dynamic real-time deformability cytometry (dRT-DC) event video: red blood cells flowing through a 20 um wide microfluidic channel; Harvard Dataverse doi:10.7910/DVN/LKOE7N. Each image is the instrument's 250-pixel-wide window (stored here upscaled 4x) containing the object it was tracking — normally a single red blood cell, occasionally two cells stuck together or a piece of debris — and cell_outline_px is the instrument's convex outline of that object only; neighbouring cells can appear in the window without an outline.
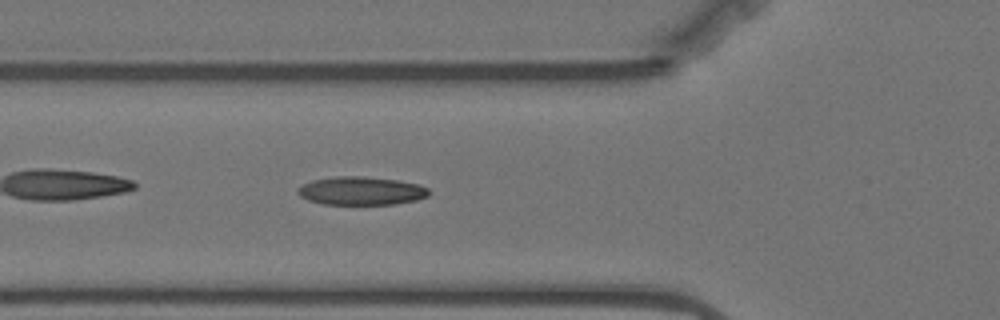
{"species": "Egyptian fruit bat (a non-hibernating species)", "species_latin": "Rousettus aegyptiacus", "temperature_condition": "warm", "stored_images_in_passage": 42, "camera_frame_rate_fps": 3000, "um_per_image_px": 0.085, "animal": {"sex": "female"}, "frame": {"image": 1, "passage_image": 4, "time_ms": 1.0, "image_size_px": [1000, 320], "cell_outline_px": [[428, 196], [416, 200], [396, 204], [324, 204], [308, 200], [300, 196], [296, 192], [296, 188], [312, 180], [336, 176], [364, 176], [396, 180], [420, 184], [428, 188]], "centroid_in_image_um": [30.68, 16.22], "position_along_channel_um": 95.1, "area_um2": 21.68}}
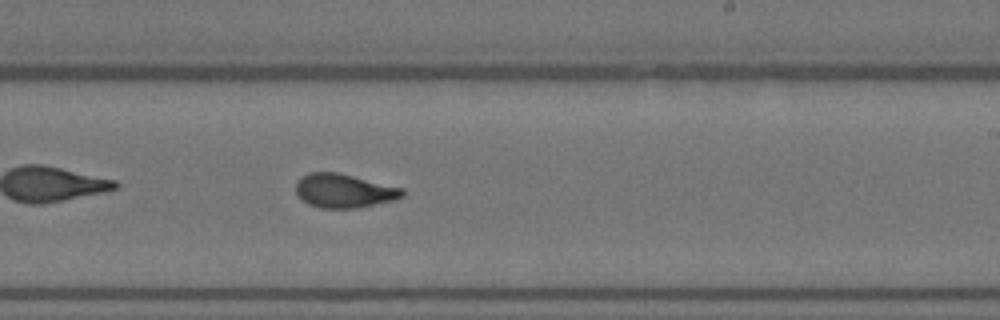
{"frame": {"image": 2, "passage_image": 18, "time_ms": 5.667, "image_size_px": [1000, 320], "cell_outline_px": [[404, 196], [396, 200], [356, 208], [320, 208], [308, 204], [296, 192], [296, 180], [300, 176], [308, 172], [336, 172], [404, 188]], "centroid_in_image_um": [29.24, 16.21], "position_along_channel_um": 259.8, "area_um2": 21.1}}
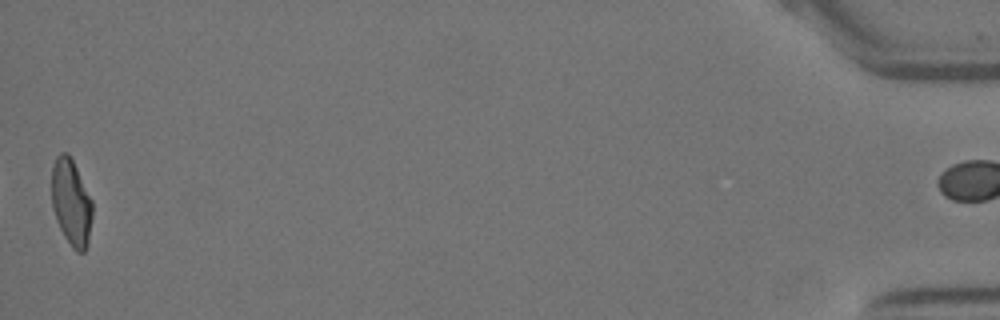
{"frame": {"image": 3, "passage_image": 41, "time_ms": 13.333, "image_size_px": [1000, 320], "cell_outline_px": [[92, 216], [88, 244], [84, 252], [76, 252], [72, 248], [64, 236], [56, 220], [52, 208], [52, 168], [56, 156], [60, 152], [68, 152], [92, 200]], "centroid_in_image_um": [6.05, 17.23], "position_along_channel_um": 429.2, "area_um2": 20.52}, "authors_computed_cell_mechanics": {"area_um2": 21.1259, "velocity_mm_per_s": 3.5371, "shape_relaxation_time_tau1_ms": 5.2759, "shape_relaxation_time_tau2_ms": 1.7091, "deformation_change_tau1": 0.1843, "deformation_change_tau2": 0.0795}}